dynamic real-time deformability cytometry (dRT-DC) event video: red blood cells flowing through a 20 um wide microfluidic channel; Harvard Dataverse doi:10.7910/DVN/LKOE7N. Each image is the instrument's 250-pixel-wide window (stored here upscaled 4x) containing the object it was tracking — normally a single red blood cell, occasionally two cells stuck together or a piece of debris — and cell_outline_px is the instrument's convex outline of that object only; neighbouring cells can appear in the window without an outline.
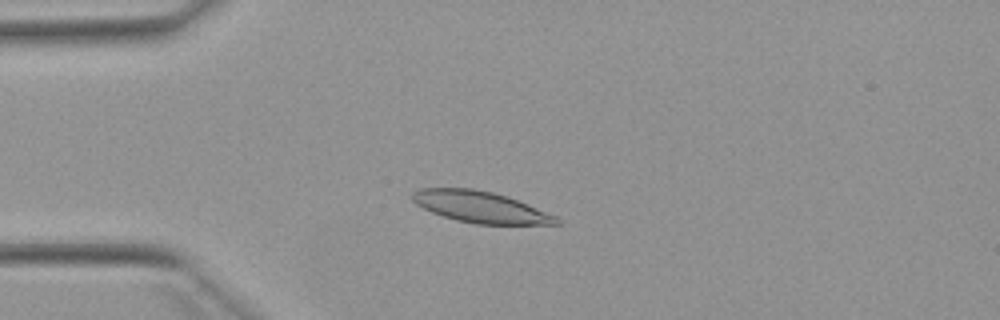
{"species": "Egyptian fruit bat (a non-hibernating species)", "species_latin": "Rousettus aegyptiacus", "temperature_condition": "warm", "stored_images_in_passage": 52, "camera_frame_rate_fps": 3000, "um_per_image_px": 0.085, "animal": {"sex": "female"}, "frame": {"image": 1, "passage_image": 13, "time_ms": 4.0, "image_size_px": [1000, 320], "cell_outline_px": [[560, 224], [476, 224], [456, 220], [432, 212], [416, 204], [412, 200], [412, 192], [420, 188], [472, 188], [492, 192], [508, 196], [528, 204], [556, 216], [560, 220]], "centroid_in_image_um": [40.83, 17.59], "position_along_channel_um": 44.2, "area_um2": 26.18}}
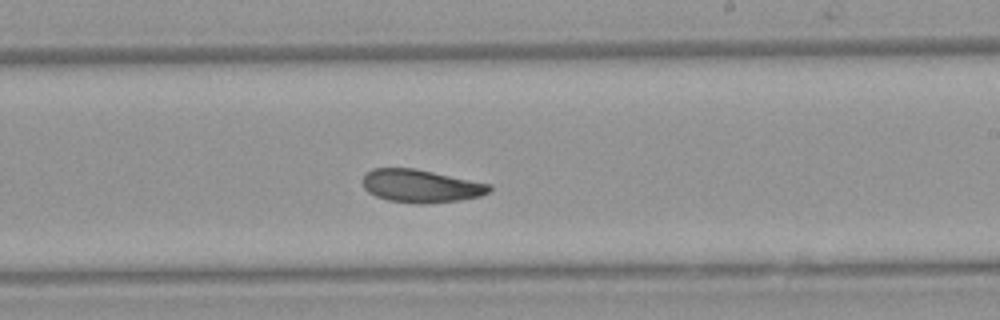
{"frame": {"image": 2, "passage_image": 31, "time_ms": 10.0, "image_size_px": [1000, 320], "cell_outline_px": [[492, 188], [488, 192], [480, 196], [460, 200], [424, 204], [416, 204], [388, 200], [376, 196], [368, 192], [364, 188], [360, 180], [364, 172], [372, 168], [416, 168], [492, 184]], "centroid_in_image_um": [35.73, 15.8], "position_along_channel_um": 253.3, "area_um2": 24.74}}
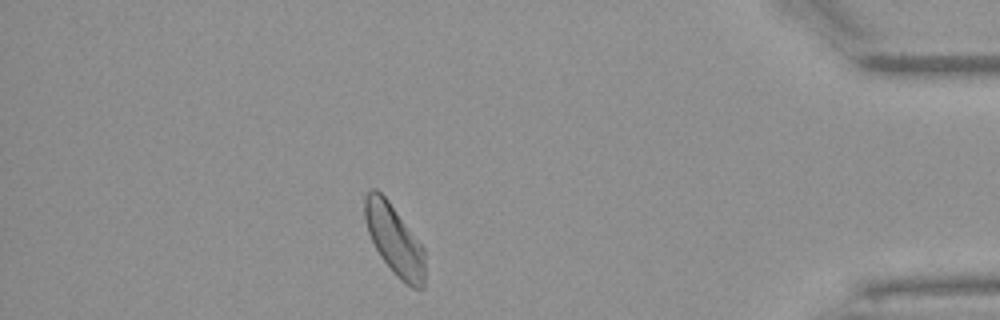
{"frame": {"image": 3, "passage_image": 46, "time_ms": 15.0, "image_size_px": [1000, 320], "cell_outline_px": [[424, 284], [420, 288], [412, 288], [400, 280], [392, 272], [380, 256], [368, 232], [364, 216], [364, 196], [372, 188], [376, 188], [388, 200], [424, 248]], "centroid_in_image_um": [33.5, 20.38], "position_along_channel_um": 401.7, "area_um2": 24.39}, "authors_computed_cell_mechanics": {"area_um2": 25.1719, "velocity_mm_per_s": 3.8484, "shape_relaxation_time_tau1_ms": 4.4348, "shape_relaxation_time_tau2_ms": 3.5309, "deformation_change_tau1": 0.1303, "deformation_change_tau2": 0.0761}}